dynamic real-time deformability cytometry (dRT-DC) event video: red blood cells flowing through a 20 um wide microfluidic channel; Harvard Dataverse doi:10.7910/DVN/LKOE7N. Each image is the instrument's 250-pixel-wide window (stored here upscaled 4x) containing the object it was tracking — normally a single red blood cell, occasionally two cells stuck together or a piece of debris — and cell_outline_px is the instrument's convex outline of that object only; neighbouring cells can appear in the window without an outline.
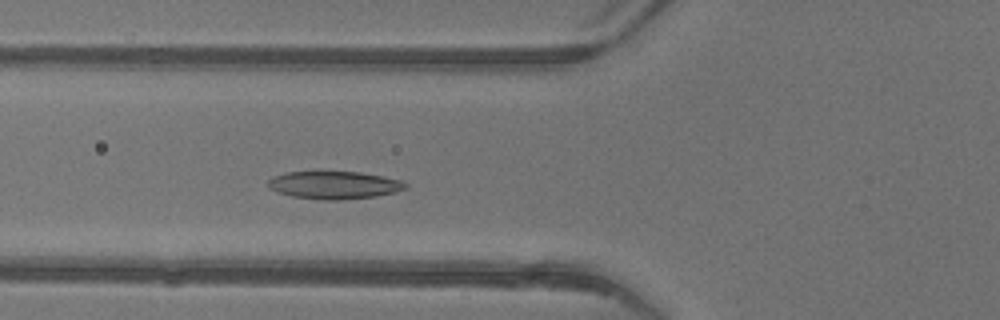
{"species": "common noctule bat (a hibernating species)", "species_latin": "Nyctalus noctula", "temperature_condition": "warm", "stored_images_in_passage": 45, "camera_frame_rate_fps": 3000, "um_per_image_px": 0.085, "animal": {"sex": "female"}, "frame": {"image": 1, "passage_image": 15, "time_ms": 4.667, "image_size_px": [1000, 320], "cell_outline_px": [[408, 184], [404, 188], [396, 192], [376, 196], [340, 200], [328, 200], [292, 196], [276, 192], [268, 188], [268, 180], [272, 176], [284, 172], [320, 168], [360, 172], [384, 176], [400, 180]], "centroid_in_image_um": [28.33, 15.67], "position_along_channel_um": 97.5, "area_um2": 23.29}}
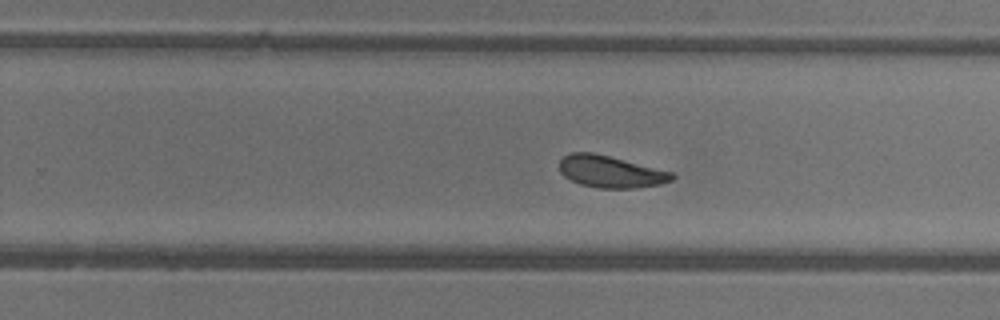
{"frame": {"image": 2, "passage_image": 28, "time_ms": 9.0, "image_size_px": [1000, 320], "cell_outline_px": [[676, 176], [672, 180], [660, 184], [636, 188], [596, 188], [580, 184], [564, 176], [560, 172], [560, 160], [564, 156], [572, 152], [592, 152], [672, 172]], "centroid_in_image_um": [51.89, 14.6], "position_along_channel_um": 277.9, "area_um2": 20.75}}
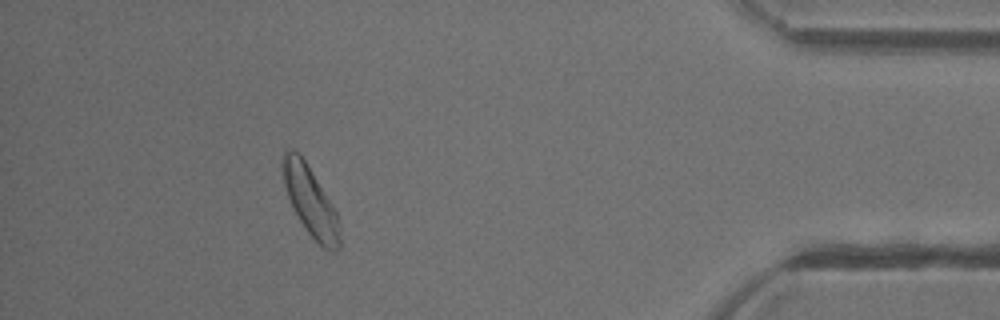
{"frame": {"image": 3, "passage_image": 41, "time_ms": 13.333, "image_size_px": [1000, 320], "cell_outline_px": [[340, 248], [336, 252], [332, 252], [324, 248], [308, 232], [300, 220], [288, 196], [284, 184], [280, 164], [284, 148], [292, 148], [304, 160], [336, 212], [340, 240]], "centroid_in_image_um": [26.34, 17.07], "position_along_channel_um": 408.9, "area_um2": 22.37}, "authors_computed_cell_mechanics": {"area_um2": 22.1952, "velocity_mm_per_s": 4.1639, "shape_relaxation_time_tau1_ms": 5.4294, "shape_relaxation_time_tau2_ms": 4.0821, "deformation_change_tau1": 0.1444, "deformation_change_tau2": 0.1198}}